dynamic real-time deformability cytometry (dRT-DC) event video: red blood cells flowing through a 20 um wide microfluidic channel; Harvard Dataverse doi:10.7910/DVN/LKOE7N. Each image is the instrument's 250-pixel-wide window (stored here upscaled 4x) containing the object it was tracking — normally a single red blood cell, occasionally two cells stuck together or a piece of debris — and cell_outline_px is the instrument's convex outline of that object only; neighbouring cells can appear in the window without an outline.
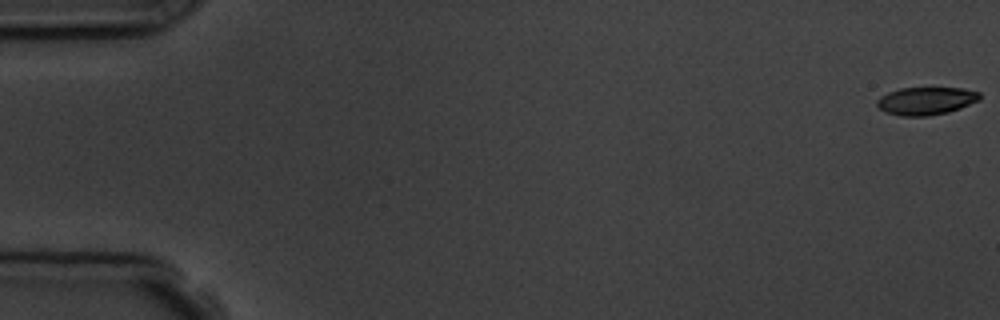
{"species": "common noctule bat (a hibernating species)", "species_latin": "Nyctalus noctula", "temperature_condition": "room temperature", "stored_images_in_passage": 5, "camera_frame_rate_fps": 3000, "um_per_image_px": 0.085, "animal": {"sex": "male", "body_mass_g": 19.5, "forearm_length_mm": 54.6}, "frame": {"image": 1, "passage_image": 1, "time_ms": 0.0, "image_size_px": [1000, 320], "cell_outline_px": [[980, 100], [960, 108], [948, 112], [928, 116], [900, 116], [884, 112], [876, 104], [876, 100], [880, 96], [888, 92], [900, 88], [964, 88], [980, 92]], "centroid_in_image_um": [78.7, 8.58], "position_along_channel_um": 6.3, "area_um2": 16.76}}
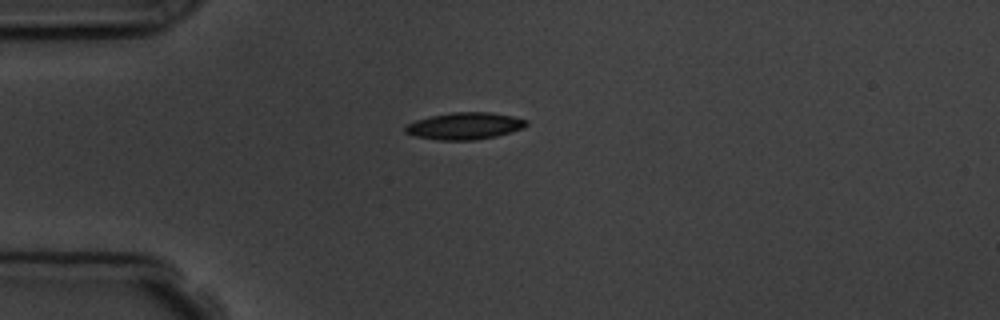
{"frame": {"image": 2, "passage_image": 5, "time_ms": 4.667, "image_size_px": [1000, 320], "cell_outline_px": [[528, 124], [524, 128], [512, 132], [496, 136], [472, 140], [440, 140], [416, 136], [404, 132], [404, 128], [408, 124], [416, 120], [432, 116], [452, 112], [488, 112], [512, 116], [528, 120]], "centroid_in_image_um": [39.53, 10.7], "position_along_channel_um": 45.5, "area_um2": 18.9}}